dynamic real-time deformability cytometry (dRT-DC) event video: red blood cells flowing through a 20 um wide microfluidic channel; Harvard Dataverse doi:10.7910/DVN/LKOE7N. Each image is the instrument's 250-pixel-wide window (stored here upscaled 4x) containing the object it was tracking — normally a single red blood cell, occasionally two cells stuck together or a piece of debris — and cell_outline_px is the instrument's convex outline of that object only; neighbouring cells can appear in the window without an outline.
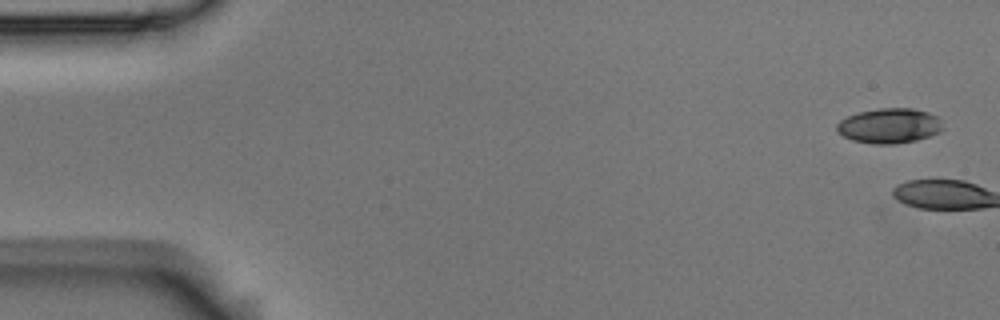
{"species": "Egyptian fruit bat (a non-hibernating species)", "species_latin": "Rousettus aegyptiacus", "temperature_condition": "room temperature", "stored_images_in_passage": 5, "camera_frame_rate_fps": 3000, "um_per_image_px": 0.085, "animal": {"sex": "male"}, "frame": {"image": 1, "passage_image": 1, "time_ms": 0.0, "image_size_px": [1000, 320], "cell_outline_px": [[944, 128], [940, 132], [916, 140], [896, 144], [872, 144], [852, 140], [836, 132], [836, 124], [840, 120], [848, 116], [860, 112], [880, 108], [912, 108], [928, 112], [936, 116], [940, 120]], "centroid_in_image_um": [75.59, 10.69], "position_along_channel_um": 9.4, "area_um2": 21.68}}
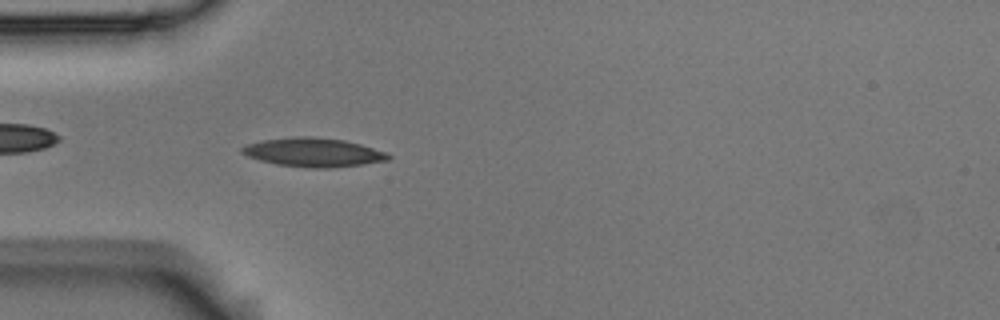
{"frame": {"image": 2, "passage_image": 5, "time_ms": 1.333, "image_size_px": [1000, 320], "cell_outline_px": [[392, 156], [388, 160], [360, 164], [328, 168], [308, 168], [276, 164], [260, 160], [248, 156], [240, 152], [240, 148], [248, 144], [264, 140], [296, 136], [308, 136], [344, 140], [360, 144], [388, 152]], "centroid_in_image_um": [26.64, 12.95], "position_along_channel_um": 58.4, "area_um2": 24.45}}